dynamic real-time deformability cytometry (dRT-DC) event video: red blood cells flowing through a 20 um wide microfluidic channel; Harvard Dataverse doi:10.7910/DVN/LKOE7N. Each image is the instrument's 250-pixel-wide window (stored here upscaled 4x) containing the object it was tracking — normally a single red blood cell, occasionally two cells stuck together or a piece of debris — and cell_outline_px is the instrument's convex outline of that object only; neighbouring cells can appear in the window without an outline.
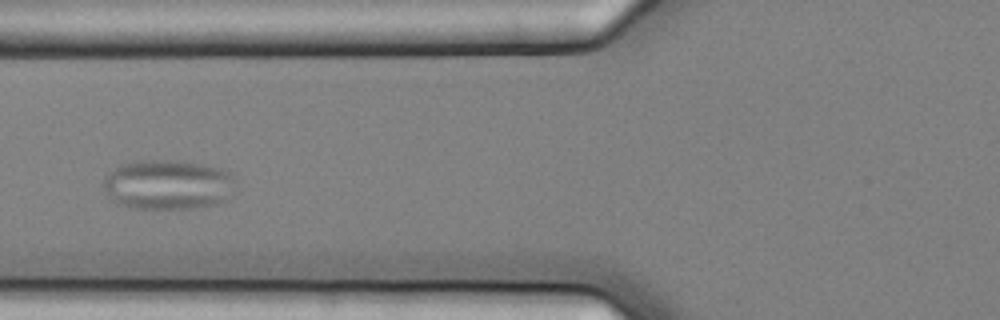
{"species": "common noctule bat (a hibernating species)", "species_latin": "Nyctalus noctula", "temperature_condition": "cold", "stored_images_in_passage": 6, "camera_frame_rate_fps": 3000, "um_per_image_px": 0.085, "animal": {"sex": "female", "body_mass_g": 25.1}, "frame": {"image": 1, "passage_image": 5, "time_ms": 1.333, "image_size_px": [1000, 320], "cell_outline_px": [[232, 180], [228, 200], [216, 204], [200, 208], [132, 208], [116, 204], [104, 192], [104, 176], [120, 164], [132, 160], [184, 160], [204, 164], [220, 168], [232, 172]], "centroid_in_image_um": [14.23, 15.68], "position_along_channel_um": 111.6, "area_um2": 38.84}}